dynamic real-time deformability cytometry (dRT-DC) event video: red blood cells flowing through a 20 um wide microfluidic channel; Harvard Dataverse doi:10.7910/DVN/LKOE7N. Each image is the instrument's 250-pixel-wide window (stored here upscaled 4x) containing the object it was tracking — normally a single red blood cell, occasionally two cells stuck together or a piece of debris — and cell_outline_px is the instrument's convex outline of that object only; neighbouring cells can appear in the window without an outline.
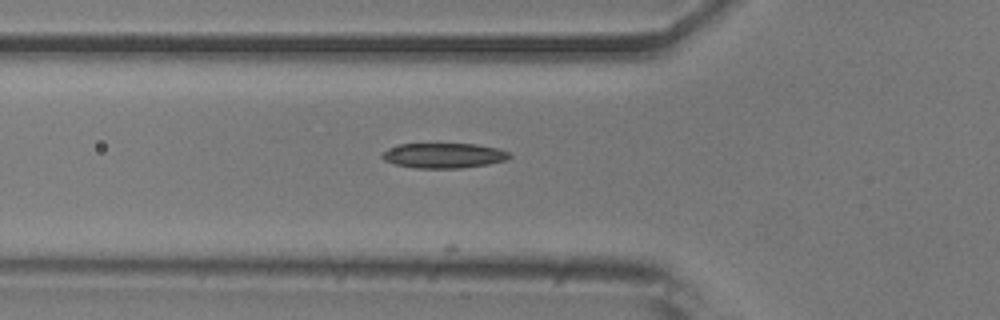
{"species": "common noctule bat (a hibernating species)", "species_latin": "Nyctalus noctula", "temperature_condition": "room temperature", "stored_images_in_passage": 36, "camera_frame_rate_fps": 3000, "um_per_image_px": 0.085, "animal": {"sex": "male", "body_mass_g": 20.5, "forearm_length_mm": 52.5}, "frame": {"image": 1, "passage_image": 2, "time_ms": 0.333, "image_size_px": [1000, 320], "cell_outline_px": [[512, 156], [508, 160], [488, 164], [460, 168], [412, 168], [392, 164], [384, 160], [380, 156], [388, 148], [400, 144], [476, 144], [500, 148], [508, 152]], "centroid_in_image_um": [37.72, 13.22], "position_along_channel_um": 88.1, "area_um2": 18.79}}
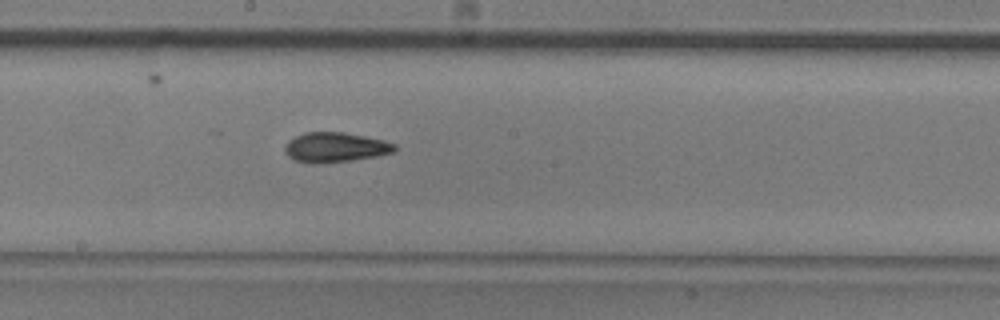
{"frame": {"image": 2, "passage_image": 12, "time_ms": 3.667, "image_size_px": [1000, 320], "cell_outline_px": [[396, 148], [392, 152], [376, 156], [352, 160], [316, 164], [312, 164], [296, 160], [288, 156], [284, 152], [284, 148], [288, 140], [304, 132], [344, 132], [384, 140], [396, 144]], "centroid_in_image_um": [28.47, 12.52], "position_along_channel_um": 219.7, "area_um2": 19.07}}
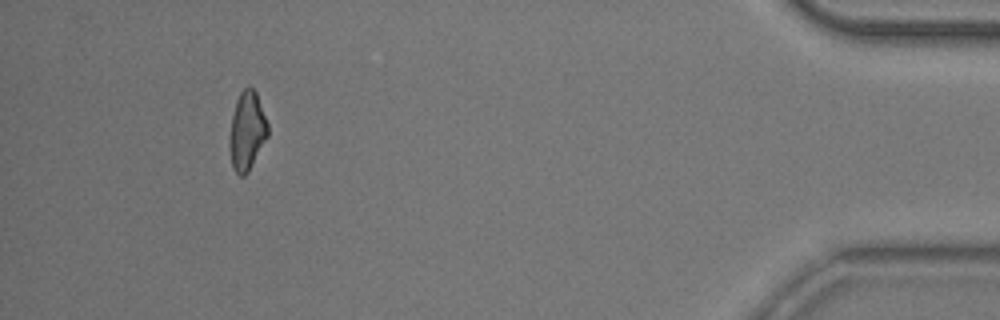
{"frame": {"image": 3, "passage_image": 32, "time_ms": 10.333, "image_size_px": [1000, 320], "cell_outline_px": [[268, 136], [248, 172], [244, 176], [240, 176], [232, 168], [228, 148], [228, 144], [232, 116], [236, 100], [240, 92], [248, 84], [256, 92], [268, 124]], "centroid_in_image_um": [20.97, 11.14], "position_along_channel_um": 414.2, "area_um2": 17.69}}